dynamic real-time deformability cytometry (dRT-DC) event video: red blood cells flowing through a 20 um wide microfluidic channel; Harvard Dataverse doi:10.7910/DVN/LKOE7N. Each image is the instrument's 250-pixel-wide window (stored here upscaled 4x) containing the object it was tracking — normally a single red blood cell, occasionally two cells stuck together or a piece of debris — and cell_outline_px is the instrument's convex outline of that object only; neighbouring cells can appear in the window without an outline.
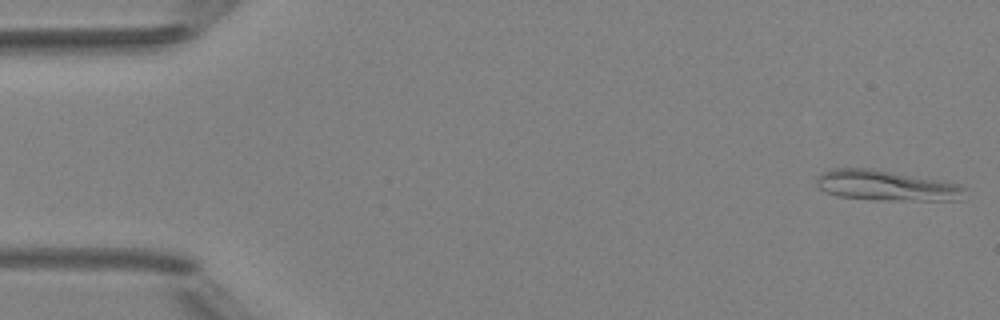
{"species": "Egyptian fruit bat (a non-hibernating species)", "species_latin": "Rousettus aegyptiacus", "temperature_condition": "room temperature", "stored_images_in_passage": 48, "camera_frame_rate_fps": 3000, "um_per_image_px": 0.085, "animal": {"sex": "female"}, "frame": {"image": 1, "passage_image": 1, "time_ms": 0.0, "image_size_px": [1000, 320], "cell_outline_px": [[964, 188], [956, 200], [876, 200], [840, 196], [828, 192], [820, 188], [816, 184], [816, 180], [824, 172], [832, 168], [872, 168], [960, 184]], "centroid_in_image_um": [75.28, 15.76], "position_along_channel_um": 9.7, "area_um2": 25.66}}
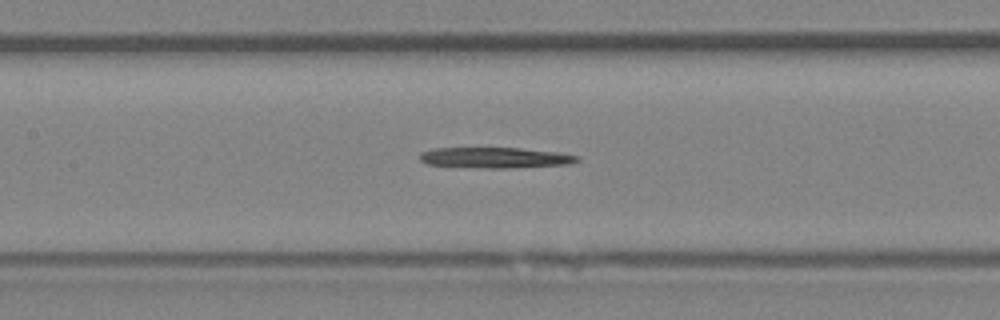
{"frame": {"image": 2, "passage_image": 22, "time_ms": 7.0, "image_size_px": [1000, 320], "cell_outline_px": [[580, 160], [572, 164], [504, 168], [488, 168], [428, 164], [420, 160], [420, 152], [432, 148], [520, 148], [560, 152], [580, 156]], "centroid_in_image_um": [42.15, 13.39], "position_along_channel_um": 165.3, "area_um2": 18.96}}
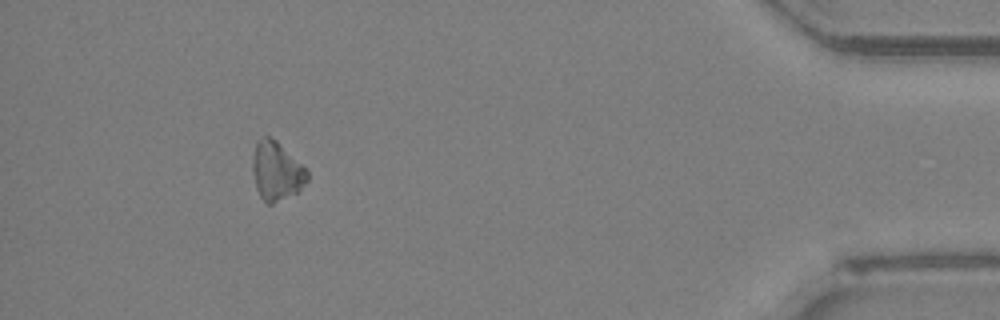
{"frame": {"image": 3, "passage_image": 44, "time_ms": 14.333, "image_size_px": [1000, 320], "cell_outline_px": [[308, 180], [296, 192], [272, 204], [268, 204], [260, 196], [256, 188], [252, 172], [252, 156], [256, 140], [264, 136], [268, 136], [276, 140], [308, 172]], "centroid_in_image_um": [23.45, 14.53], "position_along_channel_um": 411.8, "area_um2": 18.44}}